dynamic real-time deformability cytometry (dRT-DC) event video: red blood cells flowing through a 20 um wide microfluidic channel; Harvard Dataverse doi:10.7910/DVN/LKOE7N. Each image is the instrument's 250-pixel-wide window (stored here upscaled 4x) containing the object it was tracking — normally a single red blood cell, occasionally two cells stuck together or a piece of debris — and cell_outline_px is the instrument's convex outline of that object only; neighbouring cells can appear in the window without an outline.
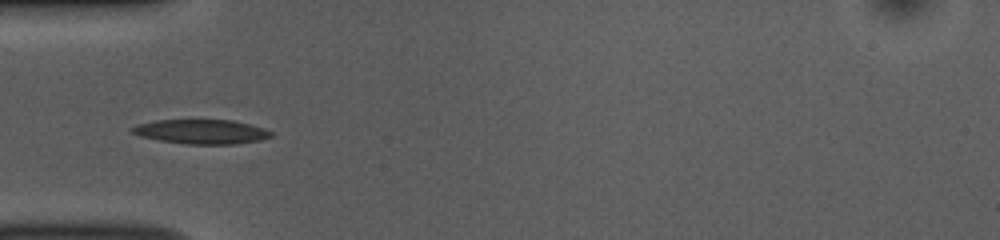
{"species": "common noctule bat (a hibernating species)", "species_latin": "Nyctalus noctula", "temperature_condition": "room temperature", "stored_images_in_passage": 38, "camera_frame_rate_fps": 3000, "um_per_image_px": 0.085, "animal": {"sex": "female", "body_mass_g": 10.0, "forearm_length_mm": 53.1}, "frame": {"image": 1, "passage_image": 2, "time_ms": 0.333, "image_size_px": [1000, 240], "cell_outline_px": [[272, 136], [260, 140], [236, 144], [184, 144], [160, 140], [140, 136], [128, 132], [128, 128], [140, 124], [156, 120], [232, 120], [264, 128], [272, 132]], "centroid_in_image_um": [17.08, 11.19], "position_along_channel_um": 67.9, "area_um2": 19.77}}
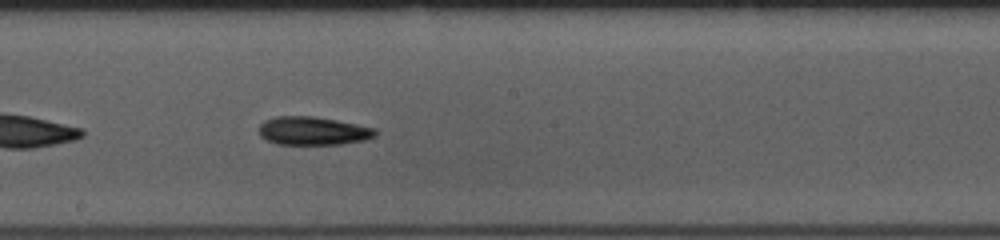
{"frame": {"image": 2, "passage_image": 14, "time_ms": 4.333, "image_size_px": [1000, 240], "cell_outline_px": [[376, 136], [364, 140], [340, 144], [276, 144], [260, 136], [260, 124], [264, 120], [276, 116], [312, 116], [336, 120], [376, 128]], "centroid_in_image_um": [26.6, 11.12], "position_along_channel_um": 221.6, "area_um2": 19.13}}
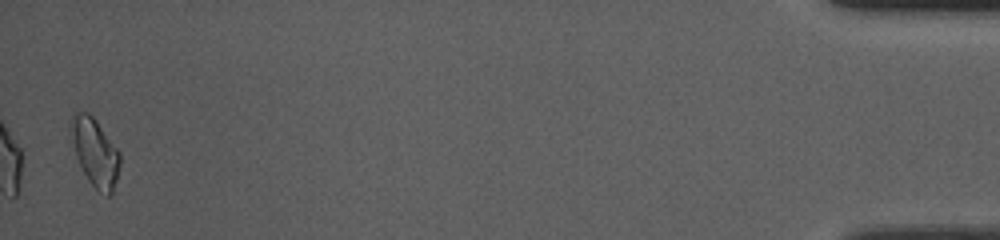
{"frame": {"image": 3, "passage_image": 37, "time_ms": 12.0, "image_size_px": [1000, 240], "cell_outline_px": [[120, 164], [116, 180], [112, 192], [108, 196], [96, 188], [88, 180], [76, 156], [68, 128], [68, 124], [72, 116], [76, 112], [88, 112], [96, 120], [120, 152]], "centroid_in_image_um": [8.05, 12.89], "position_along_channel_um": 427.1, "area_um2": 19.25}, "authors_computed_cell_mechanics": {"area_um2": 18.8139, "velocity_mm_per_s": 3.8344, "shape_relaxation_time_tau1_ms": 4.511, "shape_relaxation_time_tau2_ms": null, "deformation_change_tau1": 0.1241, "deformation_change_tau2": null}}